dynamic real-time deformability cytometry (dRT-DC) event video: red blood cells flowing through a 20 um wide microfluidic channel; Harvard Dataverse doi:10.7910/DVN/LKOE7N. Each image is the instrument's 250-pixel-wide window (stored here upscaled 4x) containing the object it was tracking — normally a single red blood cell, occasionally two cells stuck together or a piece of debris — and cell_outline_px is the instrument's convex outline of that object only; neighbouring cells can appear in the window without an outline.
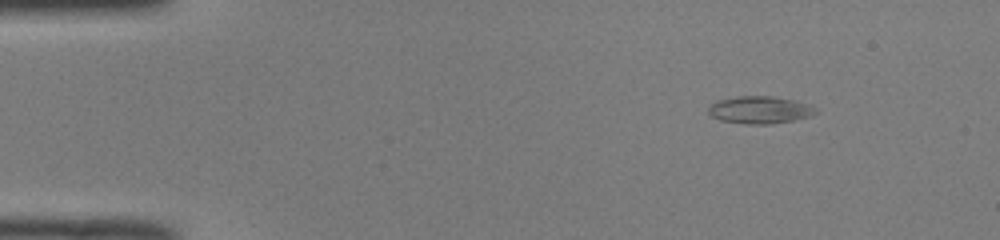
{"species": "common noctule bat (a hibernating species)", "species_latin": "Nyctalus noctula", "temperature_condition": "room temperature", "stored_images_in_passage": 44, "camera_frame_rate_fps": 3000, "um_per_image_px": 0.085, "animal": {"sex": "male", "body_mass_g": 19.0, "forearm_length_mm": 50.8}, "frame": {"image": 1, "passage_image": 1, "time_ms": 0.0, "image_size_px": [1000, 240], "cell_outline_px": [[820, 112], [812, 116], [772, 124], [748, 124], [720, 120], [712, 116], [708, 112], [708, 108], [716, 100], [736, 96], [772, 96], [796, 100], [812, 104]], "centroid_in_image_um": [64.64, 9.33], "position_along_channel_um": 20.4, "area_um2": 17.4}}
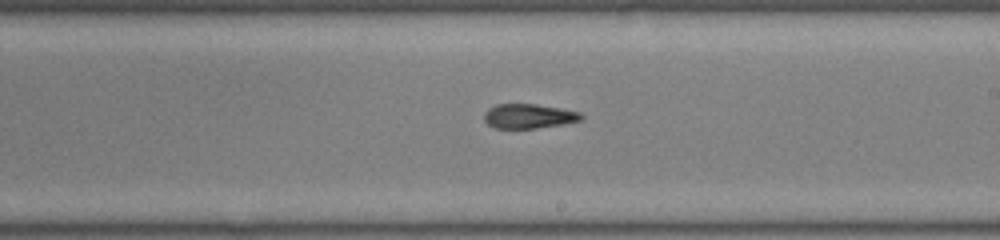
{"frame": {"image": 2, "passage_image": 24, "time_ms": 7.667, "image_size_px": [1000, 240], "cell_outline_px": [[584, 116], [580, 120], [564, 124], [536, 128], [496, 128], [488, 124], [484, 120], [484, 112], [488, 108], [496, 104], [536, 104], [560, 108], [580, 112]], "centroid_in_image_um": [44.93, 9.87], "position_along_channel_um": 244.1, "area_um2": 13.87}}
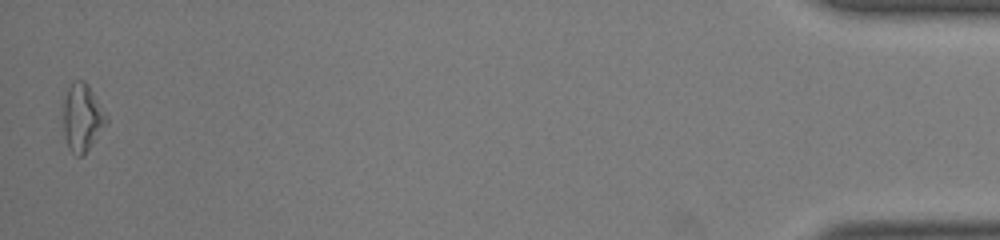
{"frame": {"image": 3, "passage_image": 44, "time_ms": 14.333, "image_size_px": [1000, 240], "cell_outline_px": [[108, 124], [84, 156], [76, 156], [68, 148], [64, 136], [64, 100], [68, 88], [72, 80], [84, 80], [88, 84], [108, 116]], "centroid_in_image_um": [7.02, 10.02], "position_along_channel_um": 428.2, "area_um2": 17.28}, "authors_computed_cell_mechanics": {"area_um2": 15.1147, "velocity_mm_per_s": 4.1063, "shape_relaxation_time_tau1_ms": 7.8222, "shape_relaxation_time_tau2_ms": 3.9759, "deformation_change_tau1": 0.2382, "deformation_change_tau2": 0.1478}}